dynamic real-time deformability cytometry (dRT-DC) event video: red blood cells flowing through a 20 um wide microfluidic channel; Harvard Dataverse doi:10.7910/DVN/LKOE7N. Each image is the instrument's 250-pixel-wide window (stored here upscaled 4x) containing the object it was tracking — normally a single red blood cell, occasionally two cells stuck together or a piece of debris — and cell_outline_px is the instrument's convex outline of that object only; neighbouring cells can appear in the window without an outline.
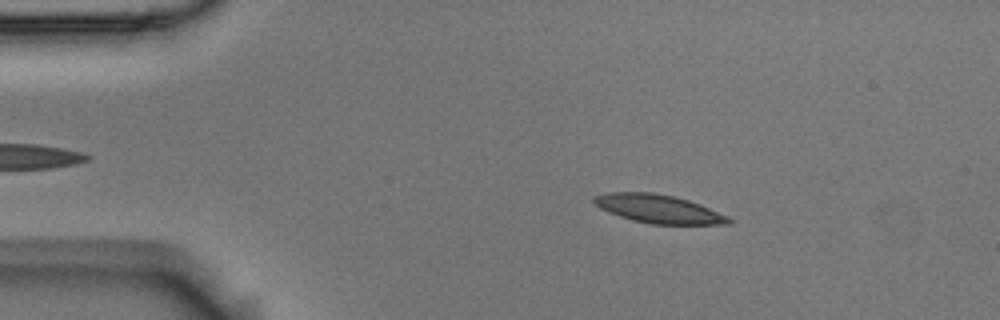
{"species": "Egyptian fruit bat (a non-hibernating species)", "species_latin": "Rousettus aegyptiacus", "temperature_condition": "room temperature", "stored_images_in_passage": 6, "camera_frame_rate_fps": 3000, "um_per_image_px": 0.085, "animal": {"sex": "male"}, "frame": {"image": 1, "passage_image": 2, "time_ms": 0.333, "image_size_px": [1000, 320], "cell_outline_px": [[732, 224], [652, 224], [632, 220], [608, 212], [592, 204], [592, 200], [596, 196], [608, 192], [652, 192], [672, 196], [688, 200], [700, 204], [728, 216], [732, 220]], "centroid_in_image_um": [55.96, 17.75], "position_along_channel_um": 29.0, "area_um2": 22.25}}
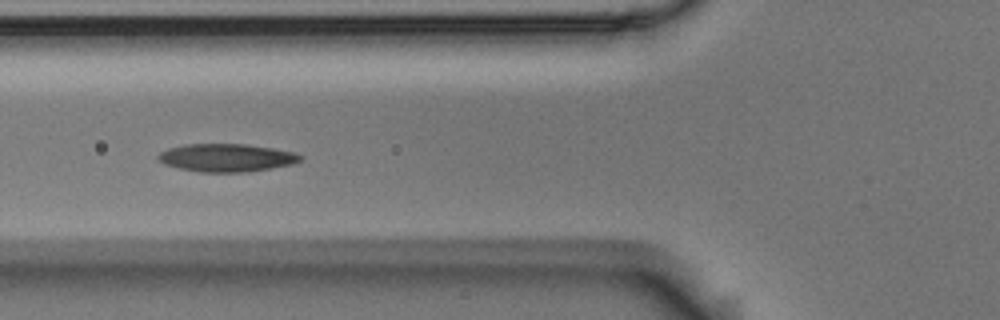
{"frame": {"image": 2, "passage_image": 5, "time_ms": 1.333, "image_size_px": [1000, 320], "cell_outline_px": [[304, 156], [300, 160], [292, 164], [272, 168], [248, 172], [200, 172], [180, 168], [164, 164], [156, 160], [156, 156], [160, 152], [168, 148], [184, 144], [244, 144], [272, 148], [292, 152]], "centroid_in_image_um": [19.21, 13.41], "position_along_channel_um": 106.6, "area_um2": 23.18}}
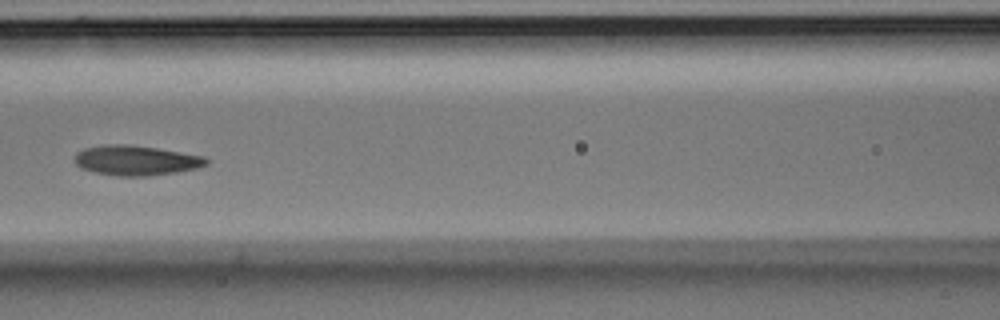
{"frame": {"image": 3, "passage_image": 6, "time_ms": 1.667, "image_size_px": [1000, 320], "cell_outline_px": [[208, 164], [196, 168], [176, 172], [148, 176], [120, 176], [96, 172], [80, 168], [72, 160], [76, 152], [84, 148], [104, 144], [128, 144], [156, 148], [204, 156], [208, 160]], "centroid_in_image_um": [11.51, 13.62], "position_along_channel_um": 155.1, "area_um2": 23.0}}